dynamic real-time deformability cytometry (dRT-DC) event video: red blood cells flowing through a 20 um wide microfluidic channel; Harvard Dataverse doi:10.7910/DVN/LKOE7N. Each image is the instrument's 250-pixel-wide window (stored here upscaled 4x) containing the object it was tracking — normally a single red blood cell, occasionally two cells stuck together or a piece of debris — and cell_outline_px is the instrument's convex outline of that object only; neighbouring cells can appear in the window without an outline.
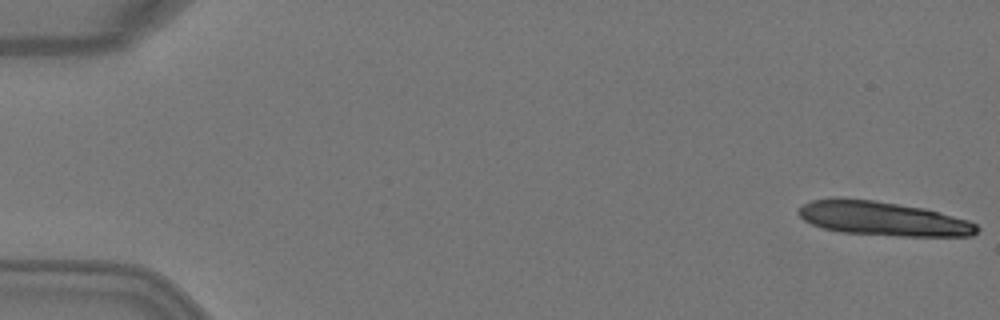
{"species": "Egyptian fruit bat (a non-hibernating species)", "species_latin": "Rousettus aegyptiacus", "temperature_condition": "warm", "stored_images_in_passage": 3, "camera_frame_rate_fps": 3000, "um_per_image_px": 0.085, "animal": {"sex": "female"}, "frame": {"image": 1, "passage_image": 1, "time_ms": 0.0, "image_size_px": [1000, 320], "cell_outline_px": [[980, 228], [972, 236], [900, 236], [840, 232], [824, 228], [812, 224], [804, 220], [796, 212], [796, 208], [800, 204], [812, 200], [876, 200], [924, 208], [940, 212], [968, 220], [976, 224]], "centroid_in_image_um": [75.07, 18.6], "position_along_channel_um": 9.9, "area_um2": 35.08}}